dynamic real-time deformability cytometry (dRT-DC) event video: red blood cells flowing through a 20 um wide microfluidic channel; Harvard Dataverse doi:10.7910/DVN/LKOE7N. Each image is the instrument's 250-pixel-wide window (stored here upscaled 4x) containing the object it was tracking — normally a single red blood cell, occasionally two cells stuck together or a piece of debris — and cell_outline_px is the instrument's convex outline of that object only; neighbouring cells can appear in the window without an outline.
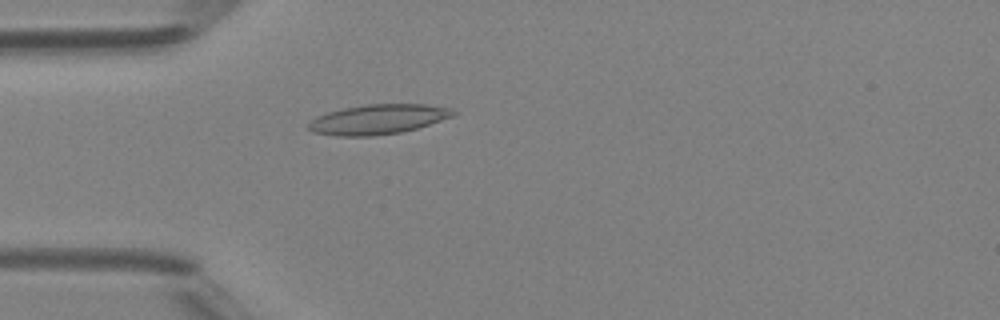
{"species": "Egyptian fruit bat (a non-hibernating species)", "species_latin": "Rousettus aegyptiacus", "temperature_condition": "room temperature", "stored_images_in_passage": 49, "camera_frame_rate_fps": 3000, "um_per_image_px": 0.085, "animal": {"sex": "female"}, "frame": {"image": 1, "passage_image": 14, "time_ms": 4.333, "image_size_px": [1000, 320], "cell_outline_px": [[456, 112], [452, 116], [416, 128], [400, 132], [372, 136], [336, 136], [312, 132], [308, 128], [308, 124], [316, 116], [328, 112], [344, 108], [368, 104], [424, 104], [452, 108]], "centroid_in_image_um": [32.1, 10.14], "position_along_channel_um": 52.9, "area_um2": 24.91}}
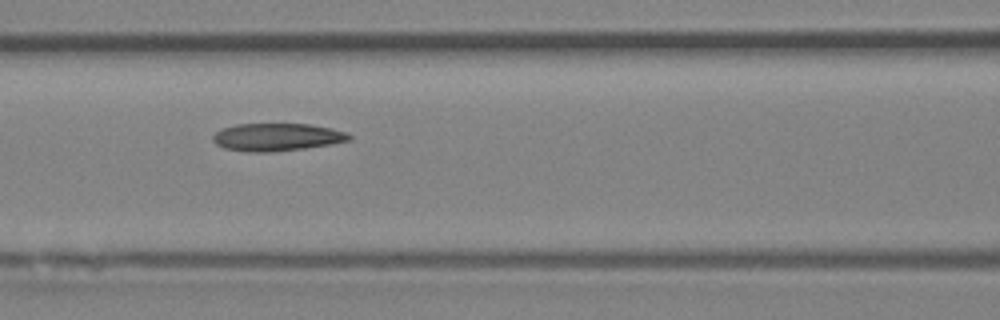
{"frame": {"image": 2, "passage_image": 21, "time_ms": 6.667, "image_size_px": [1000, 320], "cell_outline_px": [[352, 140], [332, 144], [304, 148], [268, 152], [244, 152], [224, 148], [216, 144], [212, 140], [212, 136], [216, 132], [224, 128], [236, 124], [308, 124], [332, 128], [348, 132], [352, 136]], "centroid_in_image_um": [23.56, 11.65], "position_along_channel_um": 143.0, "area_um2": 22.08}}
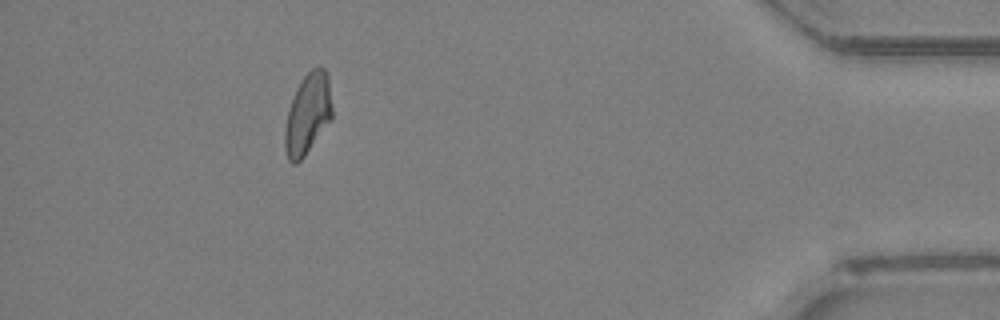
{"frame": {"image": 3, "passage_image": 44, "time_ms": 14.333, "image_size_px": [1000, 320], "cell_outline_px": [[332, 116], [304, 156], [296, 164], [292, 164], [288, 160], [284, 148], [284, 132], [288, 112], [296, 88], [300, 80], [312, 68], [320, 64], [328, 72], [332, 108]], "centroid_in_image_um": [26.15, 9.64], "position_along_channel_um": 409.1, "area_um2": 22.14}, "authors_computed_cell_mechanics": {"area_um2": 22.253, "velocity_mm_per_s": 4.2028, "shape_relaxation_time_tau1_ms": null, "shape_relaxation_time_tau2_ms": 10.4128, "deformation_change_tau1": null, "deformation_change_tau2": 0.2234}}